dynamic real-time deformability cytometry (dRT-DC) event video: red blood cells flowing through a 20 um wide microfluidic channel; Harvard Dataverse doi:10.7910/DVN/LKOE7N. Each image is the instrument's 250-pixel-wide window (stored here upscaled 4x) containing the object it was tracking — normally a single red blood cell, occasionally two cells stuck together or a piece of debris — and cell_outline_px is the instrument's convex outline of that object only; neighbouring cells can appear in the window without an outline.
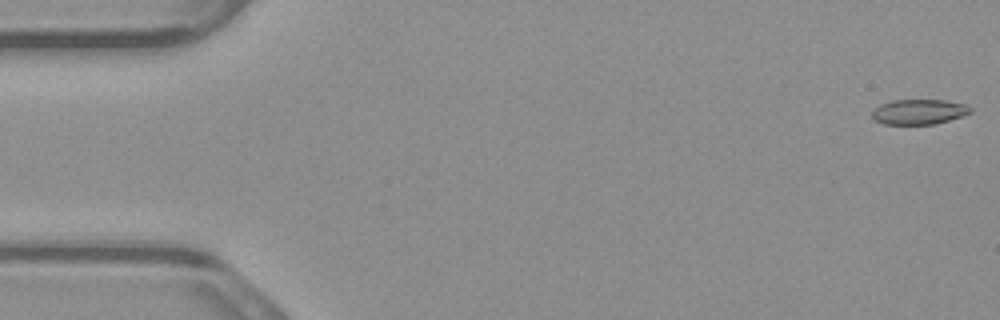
{"species": "common noctule bat (a hibernating species)", "species_latin": "Nyctalus noctula", "temperature_condition": "warm", "stored_images_in_passage": 53, "camera_frame_rate_fps": 3000, "um_per_image_px": 0.085, "animal": {"sex": "male", "body_mass_g": 23.1, "forearm_length_mm": 52.7}, "frame": {"image": 1, "passage_image": 1, "time_ms": 0.0, "image_size_px": [1000, 320], "cell_outline_px": [[972, 112], [936, 124], [884, 124], [876, 120], [872, 116], [872, 112], [880, 104], [892, 100], [944, 100], [968, 104], [972, 108]], "centroid_in_image_um": [78.14, 9.49], "position_along_channel_um": 6.9, "area_um2": 14.33}}
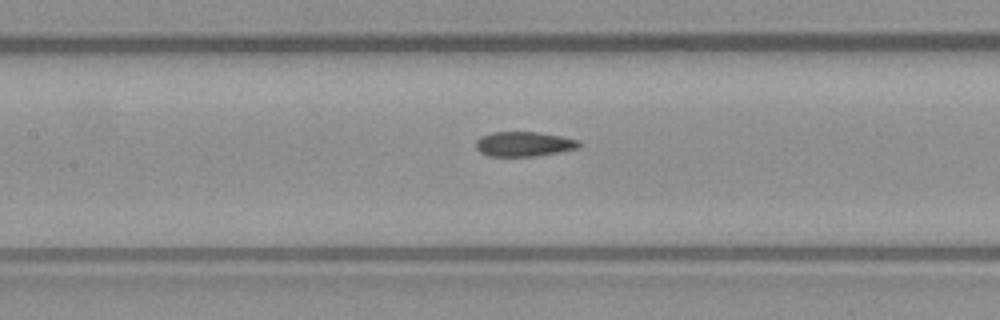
{"frame": {"image": 2, "passage_image": 24, "time_ms": 7.667, "image_size_px": [1000, 320], "cell_outline_px": [[580, 144], [576, 148], [560, 152], [536, 156], [488, 156], [480, 152], [476, 148], [476, 140], [480, 136], [492, 132], [536, 132], [560, 136], [580, 140]], "centroid_in_image_um": [44.5, 12.24], "position_along_channel_um": 162.9, "area_um2": 14.85}}
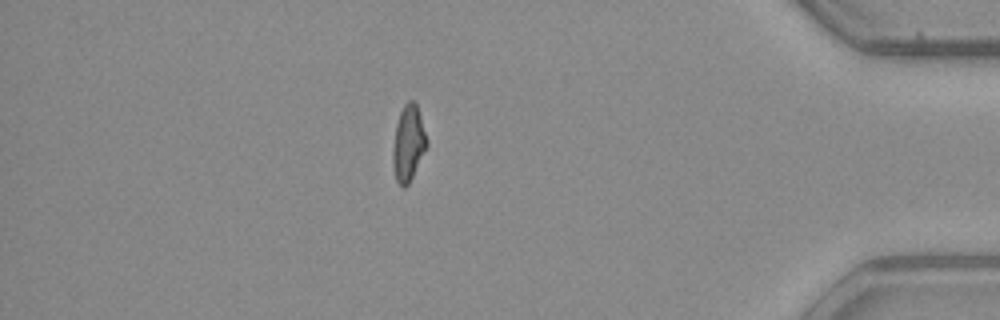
{"frame": {"image": 3, "passage_image": 46, "time_ms": 15.0, "image_size_px": [1000, 320], "cell_outline_px": [[428, 144], [408, 184], [404, 188], [400, 188], [396, 180], [392, 160], [392, 152], [396, 124], [400, 112], [404, 104], [408, 100], [416, 100], [428, 140]], "centroid_in_image_um": [34.71, 12.14], "position_along_channel_um": 400.5, "area_um2": 15.09}, "authors_computed_cell_mechanics": {"area_um2": 15.3748, "velocity_mm_per_s": 3.8819, "shape_relaxation_time_tau1_ms": null, "shape_relaxation_time_tau2_ms": 3.1435, "deformation_change_tau1": null, "deformation_change_tau2": 0.096}}